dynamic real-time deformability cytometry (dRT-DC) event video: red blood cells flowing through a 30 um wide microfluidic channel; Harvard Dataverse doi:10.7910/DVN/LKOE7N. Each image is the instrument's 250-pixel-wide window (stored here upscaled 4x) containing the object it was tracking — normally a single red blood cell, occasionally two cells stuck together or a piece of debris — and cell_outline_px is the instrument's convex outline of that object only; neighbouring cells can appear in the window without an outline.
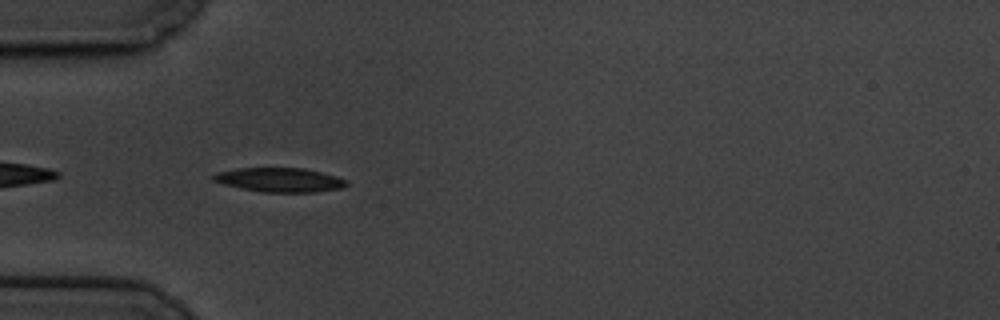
{"species": "common noctule bat (a hibernating species)", "species_latin": "Nyctalus noctula", "temperature_condition": "cold", "stored_images_in_passage": 43, "camera_frame_rate_fps": 3000, "um_per_image_px": 0.085, "animal": {"sex": "male", "body_mass_g": 19.5, "forearm_length_mm": 54.6}, "frame": {"image": 1, "passage_image": 3, "time_ms": 0.667, "image_size_px": [1000, 320], "cell_outline_px": [[348, 184], [340, 188], [316, 192], [264, 192], [240, 188], [224, 184], [212, 180], [212, 176], [216, 172], [236, 168], [304, 168], [336, 176], [348, 180]], "centroid_in_image_um": [23.76, 15.28], "position_along_channel_um": 61.2, "area_um2": 18.73}}
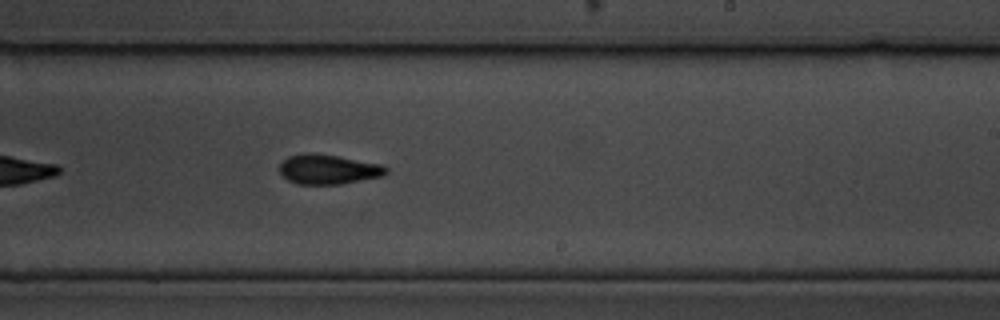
{"frame": {"image": 2, "passage_image": 21, "time_ms": 6.667, "image_size_px": [1000, 320], "cell_outline_px": [[388, 172], [384, 176], [340, 184], [296, 184], [288, 180], [280, 172], [280, 164], [288, 156], [300, 152], [312, 152], [384, 164], [388, 168]], "centroid_in_image_um": [27.92, 14.38], "position_along_channel_um": 261.1, "area_um2": 18.67}}
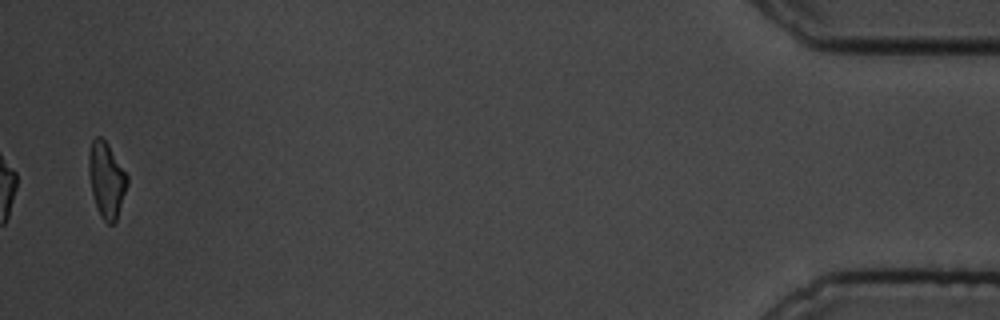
{"frame": {"image": 3, "passage_image": 43, "time_ms": 14.0, "image_size_px": [1000, 320], "cell_outline_px": [[128, 184], [116, 220], [112, 224], [108, 224], [100, 216], [92, 192], [88, 172], [88, 152], [92, 140], [96, 136], [100, 136], [108, 144], [128, 176]], "centroid_in_image_um": [9.04, 15.26], "position_along_channel_um": 426.2, "area_um2": 16.82}, "authors_computed_cell_mechanics": {"area_um2": 18.3226, "velocity_mm_per_s": 3.3823, "shape_relaxation_time_tau1_ms": 6.6196, "shape_relaxation_time_tau2_ms": 3.9121, "deformation_change_tau1": 0.1816, "deformation_change_tau2": 0.109}}